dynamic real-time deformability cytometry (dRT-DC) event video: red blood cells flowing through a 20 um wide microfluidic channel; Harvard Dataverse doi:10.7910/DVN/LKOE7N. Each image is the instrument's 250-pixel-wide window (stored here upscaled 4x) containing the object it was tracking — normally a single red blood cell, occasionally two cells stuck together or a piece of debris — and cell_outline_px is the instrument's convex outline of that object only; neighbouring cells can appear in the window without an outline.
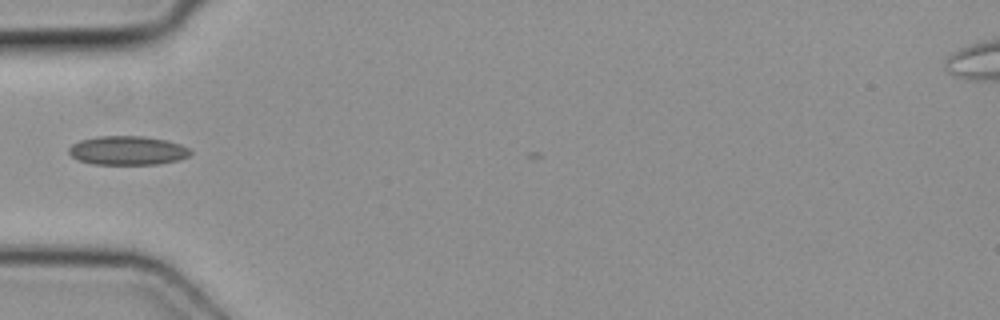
{"species": "common noctule bat (a hibernating species)", "species_latin": "Nyctalus noctula", "temperature_condition": "cold", "stored_images_in_passage": 6, "camera_frame_rate_fps": 3000, "um_per_image_px": 0.085, "animal": {"sex": "female", "body_mass_g": 19.3, "forearm_length_mm": 54.1}, "frame": {"image": 1, "passage_image": 5, "time_ms": 1.333, "image_size_px": [1000, 320], "cell_outline_px": [[192, 152], [188, 156], [176, 160], [156, 164], [92, 164], [80, 160], [72, 156], [68, 152], [68, 148], [72, 144], [80, 140], [100, 136], [144, 136], [168, 140], [180, 144], [188, 148]], "centroid_in_image_um": [10.83, 12.78], "position_along_channel_um": 74.2, "area_um2": 20.4}}